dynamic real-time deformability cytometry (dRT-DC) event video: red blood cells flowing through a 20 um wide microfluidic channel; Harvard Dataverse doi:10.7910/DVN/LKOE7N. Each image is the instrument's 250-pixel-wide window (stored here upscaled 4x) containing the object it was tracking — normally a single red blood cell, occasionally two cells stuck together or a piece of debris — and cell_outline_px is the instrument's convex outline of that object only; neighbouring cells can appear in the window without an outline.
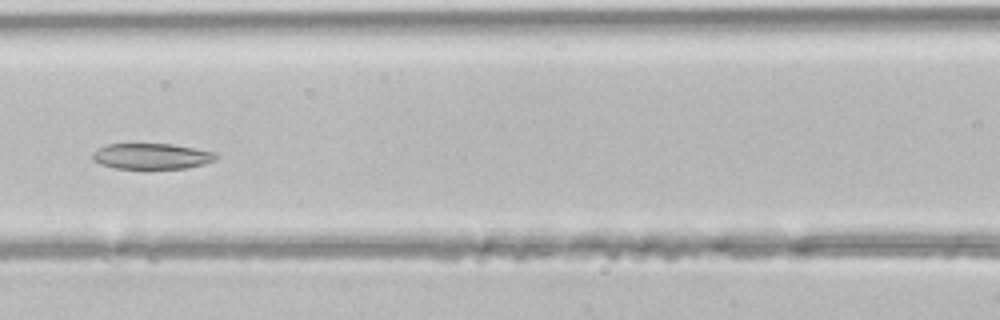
{"species": "common noctule bat (a hibernating species)", "species_latin": "Nyctalus noctula", "temperature_condition": "room temperature", "stored_images_in_passage": 18, "camera_frame_rate_fps": 3000, "um_per_image_px": 0.085, "animal": {"sex": "male", "body_mass_g": 21.5, "forearm_length_mm": 52.0}, "frame": {"image": 1, "passage_image": 11, "time_ms": 3.333, "image_size_px": [1000, 320], "cell_outline_px": [[220, 156], [216, 160], [204, 164], [188, 168], [116, 168], [100, 164], [92, 160], [92, 152], [108, 144], [172, 144], [216, 152]], "centroid_in_image_um": [12.93, 13.28], "position_along_channel_um": 153.7, "area_um2": 18.55}}